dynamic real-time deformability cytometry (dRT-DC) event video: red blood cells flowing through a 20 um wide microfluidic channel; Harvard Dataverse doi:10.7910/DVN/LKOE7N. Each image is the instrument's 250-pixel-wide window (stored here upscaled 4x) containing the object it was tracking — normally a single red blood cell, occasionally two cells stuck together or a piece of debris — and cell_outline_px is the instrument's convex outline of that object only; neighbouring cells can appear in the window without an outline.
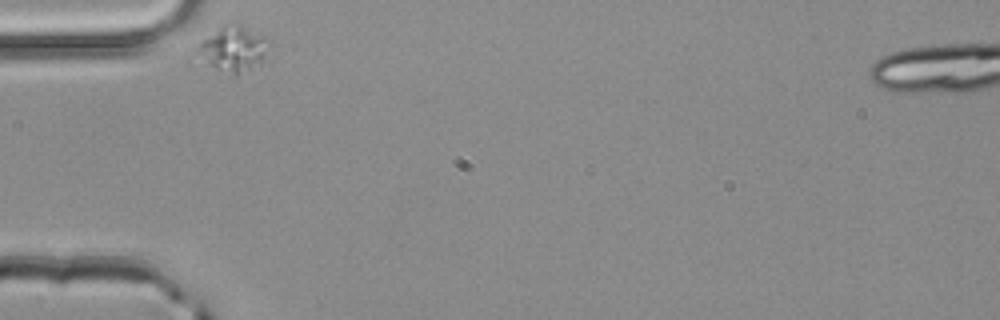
{"species": "common noctule bat (a hibernating species)", "species_latin": "Nyctalus noctula", "temperature_condition": "room temperature", "stored_images_in_passage": 3, "camera_frame_rate_fps": 3000, "um_per_image_px": 0.085, "animal": {"sex": "male", "body_mass_g": 20.4}, "frame": {"image": 1, "passage_image": 1, "time_ms": 0.0, "image_size_px": [1000, 320], "cell_outline_px": [[272, 40], [260, 64], [236, 76], [216, 68], [204, 60], [196, 48], [204, 40], [224, 28], [244, 28], [264, 36]], "centroid_in_image_um": [19.93, 4.25], "position_along_channel_um": 65.1, "area_um2": 17.4}}
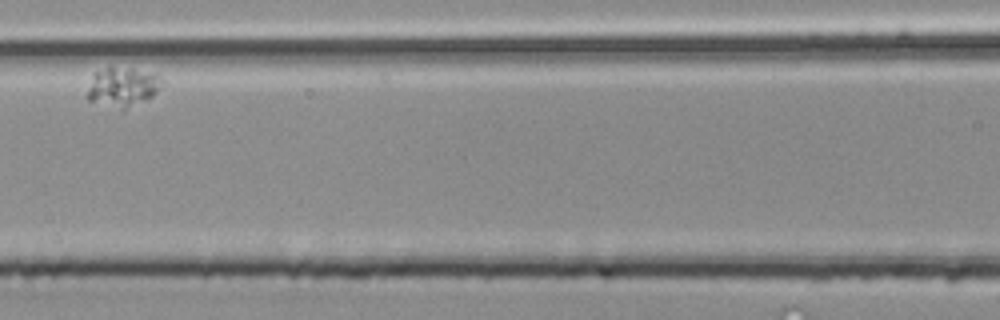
{"frame": {"image": 2, "passage_image": 3, "time_ms": 0.667, "image_size_px": [1000, 320], "cell_outline_px": [[160, 76], [156, 92], [152, 96], [124, 112], [88, 100], [88, 88], [92, 76], [96, 72], [108, 68], [132, 68], [156, 72]], "centroid_in_image_um": [10.41, 7.43], "position_along_channel_um": 156.2, "area_um2": 17.11}}